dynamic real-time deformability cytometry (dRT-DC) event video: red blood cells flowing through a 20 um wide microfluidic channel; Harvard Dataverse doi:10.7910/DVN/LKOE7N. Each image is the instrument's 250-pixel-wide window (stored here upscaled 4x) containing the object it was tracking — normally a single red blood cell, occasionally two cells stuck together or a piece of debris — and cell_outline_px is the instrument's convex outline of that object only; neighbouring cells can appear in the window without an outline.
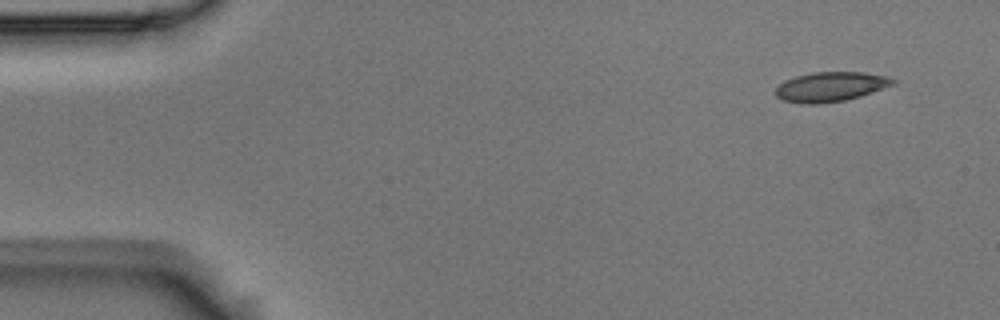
{"species": "Egyptian fruit bat (a non-hibernating species)", "species_latin": "Rousettus aegyptiacus", "temperature_condition": "room temperature", "stored_images_in_passage": 4, "camera_frame_rate_fps": 3000, "um_per_image_px": 0.085, "animal": {"sex": "male"}, "frame": {"image": 1, "passage_image": 1, "time_ms": 0.0, "image_size_px": [1000, 320], "cell_outline_px": [[896, 80], [892, 84], [872, 92], [860, 96], [844, 100], [820, 104], [804, 104], [784, 100], [776, 96], [776, 88], [784, 80], [796, 76], [812, 72], [864, 72], [888, 76]], "centroid_in_image_um": [70.58, 7.37], "position_along_channel_um": 14.4, "area_um2": 20.11}}
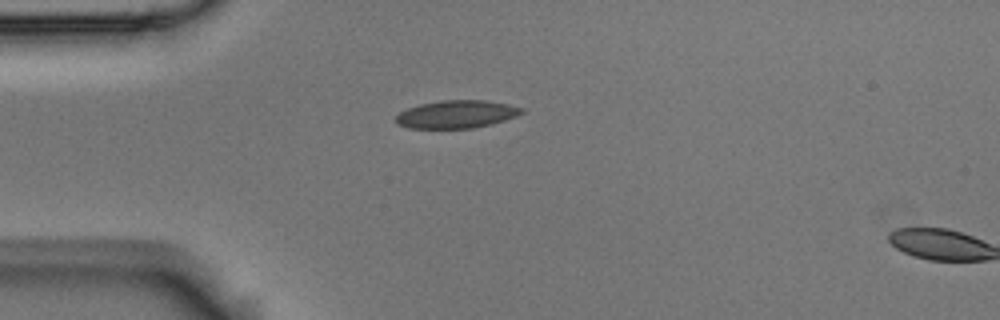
{"frame": {"image": 2, "passage_image": 3, "time_ms": 0.667, "image_size_px": [1000, 320], "cell_outline_px": [[524, 112], [516, 116], [492, 124], [472, 128], [408, 128], [396, 124], [396, 116], [400, 112], [408, 108], [420, 104], [440, 100], [484, 100], [508, 104], [524, 108]], "centroid_in_image_um": [38.8, 9.71], "position_along_channel_um": 46.2, "area_um2": 20.4}}